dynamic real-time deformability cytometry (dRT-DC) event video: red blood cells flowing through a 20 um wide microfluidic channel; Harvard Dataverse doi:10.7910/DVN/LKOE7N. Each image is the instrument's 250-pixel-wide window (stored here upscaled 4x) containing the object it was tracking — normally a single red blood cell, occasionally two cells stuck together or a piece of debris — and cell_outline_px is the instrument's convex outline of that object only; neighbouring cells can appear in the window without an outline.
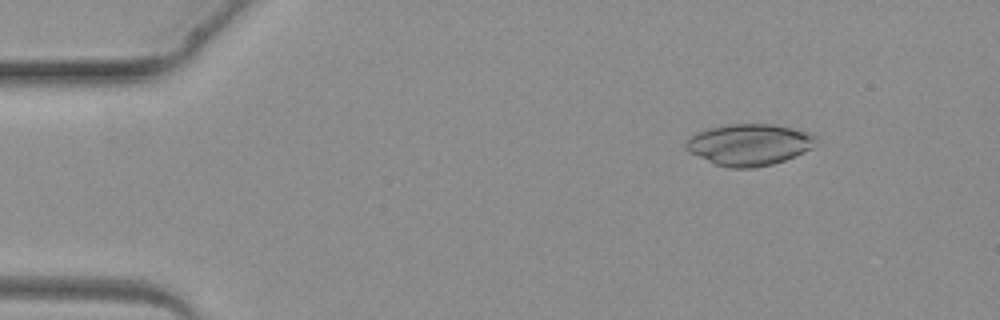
{"species": "common noctule bat (a hibernating species)", "species_latin": "Nyctalus noctula", "temperature_condition": "warm", "stored_images_in_passage": 4, "camera_frame_rate_fps": 3000, "um_per_image_px": 0.085, "animal": {"sex": "female", "body_mass_g": 19.3, "forearm_length_mm": 54.1}, "frame": {"image": 1, "passage_image": 2, "time_ms": 1.0, "image_size_px": [1000, 320], "cell_outline_px": [[816, 136], [812, 148], [804, 152], [784, 160], [772, 164], [752, 168], [732, 168], [716, 164], [688, 152], [684, 148], [684, 144], [696, 132], [708, 128], [728, 124], [772, 124], [792, 128]], "centroid_in_image_um": [63.64, 12.29], "position_along_channel_um": 21.4, "area_um2": 31.15}}
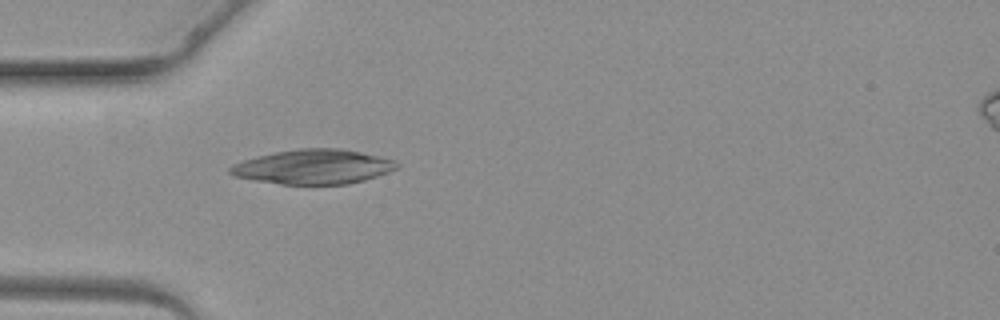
{"frame": {"image": 2, "passage_image": 4, "time_ms": 3.333, "image_size_px": [1000, 320], "cell_outline_px": [[400, 164], [396, 168], [388, 172], [364, 180], [348, 184], [280, 184], [256, 180], [236, 176], [228, 172], [228, 168], [232, 164], [256, 156], [276, 152], [300, 148], [340, 148], [380, 156], [396, 160]], "centroid_in_image_um": [26.65, 14.17], "position_along_channel_um": 58.4, "area_um2": 33.47}}